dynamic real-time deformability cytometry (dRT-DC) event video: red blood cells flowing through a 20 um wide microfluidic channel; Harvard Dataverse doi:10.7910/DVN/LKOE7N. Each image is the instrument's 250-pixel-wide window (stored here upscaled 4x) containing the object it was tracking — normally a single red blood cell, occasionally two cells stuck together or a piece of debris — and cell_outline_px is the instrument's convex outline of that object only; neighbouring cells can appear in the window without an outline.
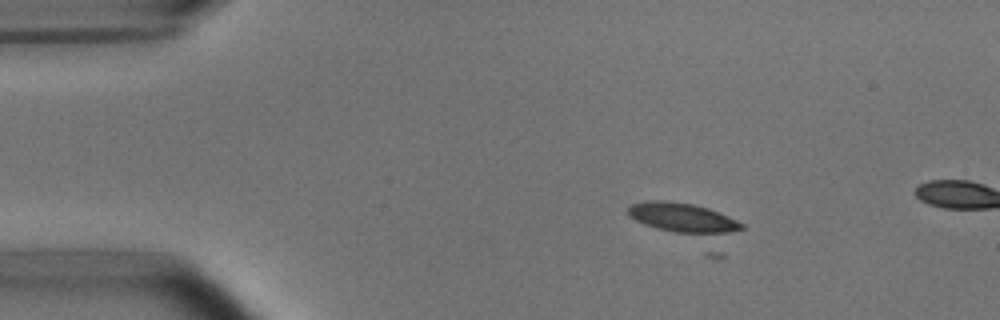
{"species": "common noctule bat (a hibernating species)", "species_latin": "Nyctalus noctula", "temperature_condition": "room temperature", "stored_images_in_passage": 5, "camera_frame_rate_fps": 3000, "um_per_image_px": 0.085, "animal": {"sex": "male", "body_mass_g": 15.6}, "frame": {"image": 1, "passage_image": 3, "time_ms": 3.0, "image_size_px": [1000, 320], "cell_outline_px": [[744, 228], [724, 256], [704, 256], [628, 216], [628, 208], [632, 204], [660, 200], [692, 204], [708, 208], [728, 216], [744, 224]], "centroid_in_image_um": [58.61, 19.15], "position_along_channel_um": 26.4, "area_um2": 28.15}}